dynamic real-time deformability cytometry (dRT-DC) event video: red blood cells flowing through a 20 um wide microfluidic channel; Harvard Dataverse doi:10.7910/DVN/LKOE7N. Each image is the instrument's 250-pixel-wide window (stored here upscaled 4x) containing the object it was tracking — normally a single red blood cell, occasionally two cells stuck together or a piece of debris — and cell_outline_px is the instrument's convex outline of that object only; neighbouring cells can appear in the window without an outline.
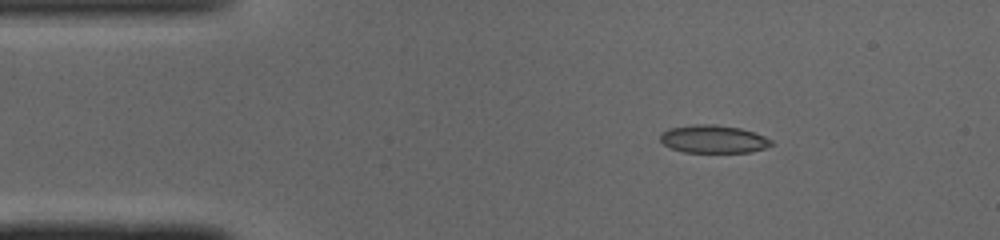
{"species": "common noctule bat (a hibernating species)", "species_latin": "Nyctalus noctula", "temperature_condition": "cold", "stored_images_in_passage": 40, "camera_frame_rate_fps": 3000, "um_per_image_px": 0.085, "animal": {"sex": "male", "body_mass_g": 19.0, "forearm_length_mm": 50.8}, "frame": {"image": 1, "passage_image": 6, "time_ms": 1.667, "image_size_px": [1000, 240], "cell_outline_px": [[776, 144], [752, 152], [684, 152], [672, 148], [664, 144], [660, 140], [660, 132], [668, 128], [692, 124], [712, 124], [740, 128], [764, 136], [772, 140]], "centroid_in_image_um": [60.63, 11.82], "position_along_channel_um": 24.4, "area_um2": 18.15}}
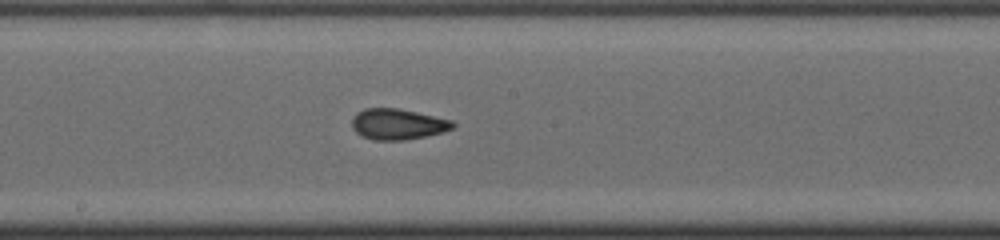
{"frame": {"image": 2, "passage_image": 24, "time_ms": 7.667, "image_size_px": [1000, 240], "cell_outline_px": [[456, 124], [452, 128], [444, 132], [428, 136], [404, 140], [376, 140], [360, 136], [352, 128], [352, 120], [356, 112], [364, 108], [396, 108], [416, 112], [452, 120]], "centroid_in_image_um": [33.8, 10.56], "position_along_channel_um": 214.4, "area_um2": 18.21}}
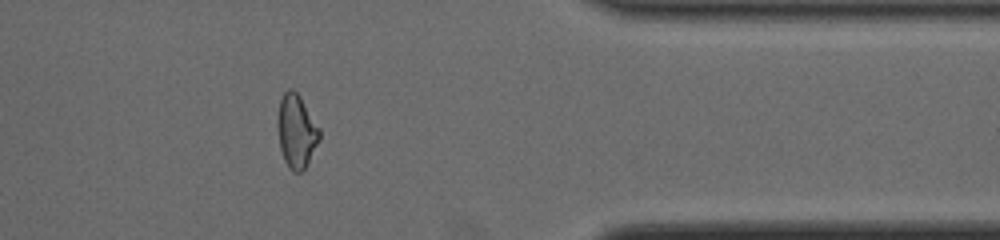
{"frame": {"image": 3, "passage_image": 38, "time_ms": 12.333, "image_size_px": [1000, 240], "cell_outline_px": [[320, 136], [304, 168], [300, 172], [292, 172], [288, 168], [284, 160], [280, 148], [276, 124], [280, 100], [284, 92], [288, 88], [292, 88], [300, 96], [320, 128]], "centroid_in_image_um": [25.16, 11.12], "position_along_channel_um": 386.2, "area_um2": 17.8}, "authors_computed_cell_mechanics": {"area_um2": 17.918, "velocity_mm_per_s": 4.1205, "shape_relaxation_time_tau1_ms": 2.774, "shape_relaxation_time_tau2_ms": 2.0689, "deformation_change_tau1": 0.1294, "deformation_change_tau2": 0.0949}}